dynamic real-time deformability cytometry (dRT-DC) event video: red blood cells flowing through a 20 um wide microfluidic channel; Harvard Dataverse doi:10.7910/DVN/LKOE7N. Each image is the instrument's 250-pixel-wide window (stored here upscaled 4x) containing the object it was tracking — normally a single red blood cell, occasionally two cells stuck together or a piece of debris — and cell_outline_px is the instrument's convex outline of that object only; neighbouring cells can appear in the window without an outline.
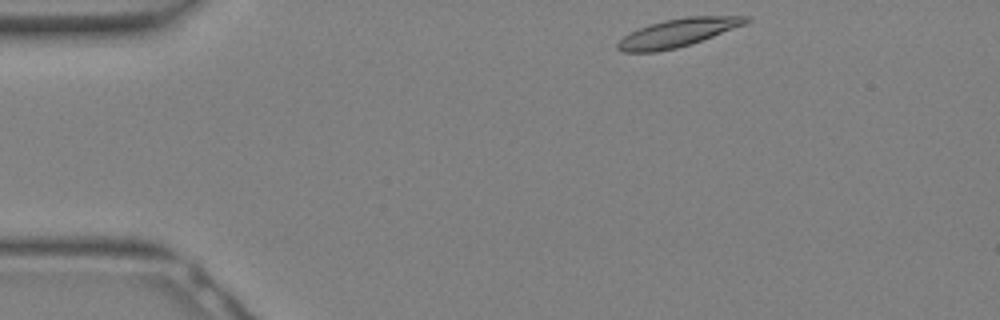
{"species": "Egyptian fruit bat (a non-hibernating species)", "species_latin": "Rousettus aegyptiacus", "temperature_condition": "warm", "stored_images_in_passage": 23, "camera_frame_rate_fps": 3000, "um_per_image_px": 0.085, "animal": {"sex": "female"}, "frame": {"image": 1, "passage_image": 1, "time_ms": 0.0, "image_size_px": [1000, 320], "cell_outline_px": [[752, 20], [744, 24], [712, 36], [676, 48], [656, 52], [624, 52], [616, 48], [616, 44], [628, 32], [648, 24], [664, 20], [684, 16], [748, 16]], "centroid_in_image_um": [57.55, 2.77], "position_along_channel_um": 27.5, "area_um2": 20.87}}
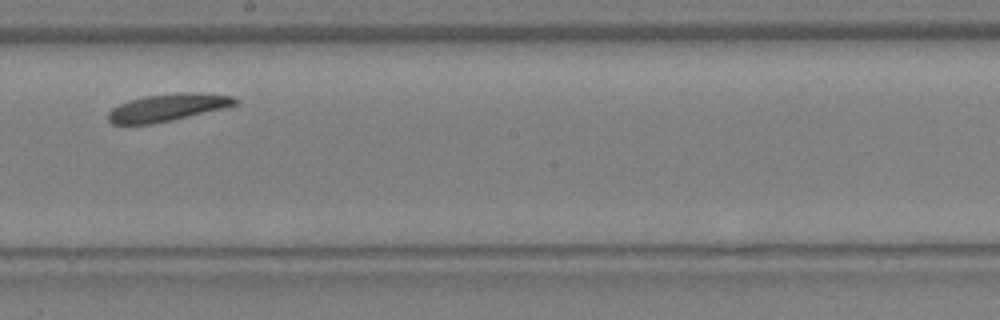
{"frame": {"image": 2, "passage_image": 14, "time_ms": 4.333, "image_size_px": [1000, 320], "cell_outline_px": [[240, 100], [236, 104], [224, 108], [172, 120], [152, 124], [112, 124], [108, 120], [108, 112], [112, 108], [128, 100], [144, 96], [180, 92], [188, 92], [232, 96]], "centroid_in_image_um": [14.22, 9.14], "position_along_channel_um": 234.0, "area_um2": 20.11}}
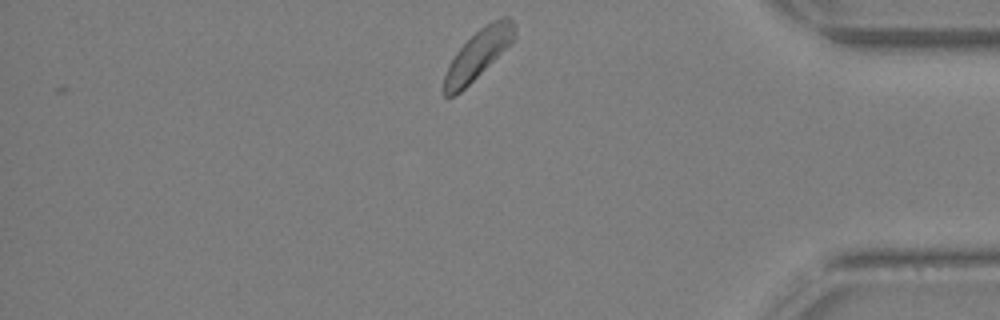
{"frame": {"image": 3, "passage_image": 23, "time_ms": 7.333, "image_size_px": [1000, 320], "cell_outline_px": [[516, 36], [460, 92], [452, 96], [444, 96], [444, 76], [448, 64], [456, 52], [484, 24], [500, 16], [508, 16], [516, 24]], "centroid_in_image_um": [40.63, 4.55], "position_along_channel_um": 394.6, "area_um2": 19.42}}